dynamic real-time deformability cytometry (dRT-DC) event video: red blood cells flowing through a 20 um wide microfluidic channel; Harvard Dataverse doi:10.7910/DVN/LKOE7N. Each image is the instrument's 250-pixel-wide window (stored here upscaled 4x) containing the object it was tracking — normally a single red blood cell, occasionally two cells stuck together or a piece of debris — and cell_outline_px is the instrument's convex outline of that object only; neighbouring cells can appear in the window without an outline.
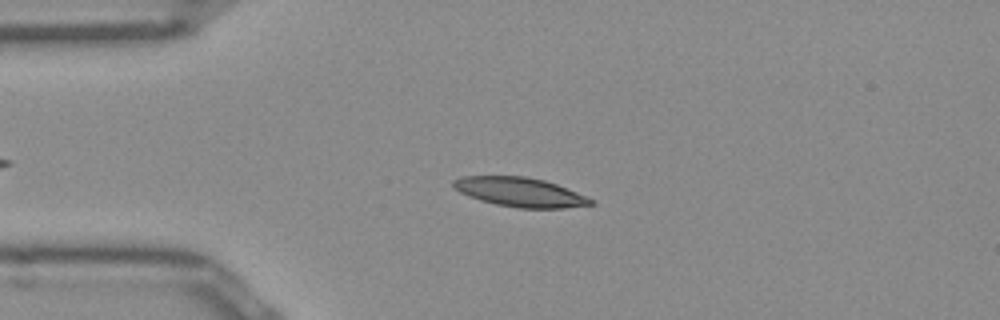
{"species": "Egyptian fruit bat (a non-hibernating species)", "species_latin": "Rousettus aegyptiacus", "temperature_condition": "room temperature", "stored_images_in_passage": 39, "camera_frame_rate_fps": 3000, "um_per_image_px": 0.085, "frame": {"image": 1, "passage_image": 11, "time_ms": 3.333, "image_size_px": [1000, 320], "cell_outline_px": [[596, 204], [564, 208], [516, 208], [496, 204], [480, 200], [468, 196], [452, 188], [452, 180], [460, 176], [528, 176], [544, 180], [556, 184], [588, 196], [596, 200]], "centroid_in_image_um": [44.21, 16.33], "position_along_channel_um": 40.8, "area_um2": 23.76}}
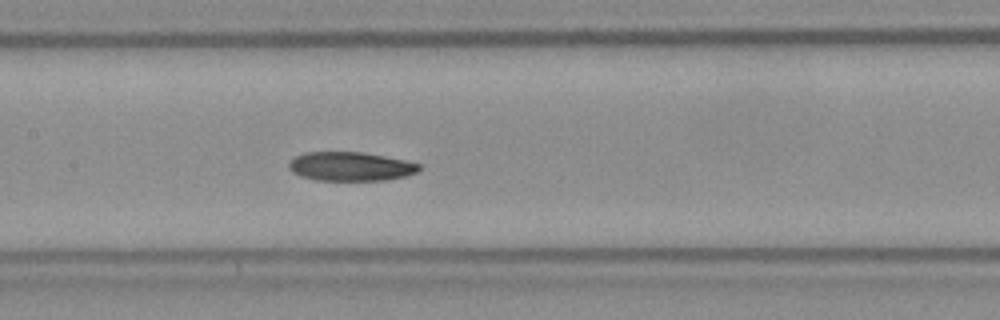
{"frame": {"image": 2, "passage_image": 23, "time_ms": 7.333, "image_size_px": [1000, 320], "cell_outline_px": [[420, 168], [416, 172], [404, 176], [384, 180], [316, 180], [300, 176], [292, 172], [288, 168], [288, 164], [296, 156], [304, 152], [364, 152], [404, 160], [420, 164]], "centroid_in_image_um": [29.76, 14.14], "position_along_channel_um": 177.6, "area_um2": 21.85}}
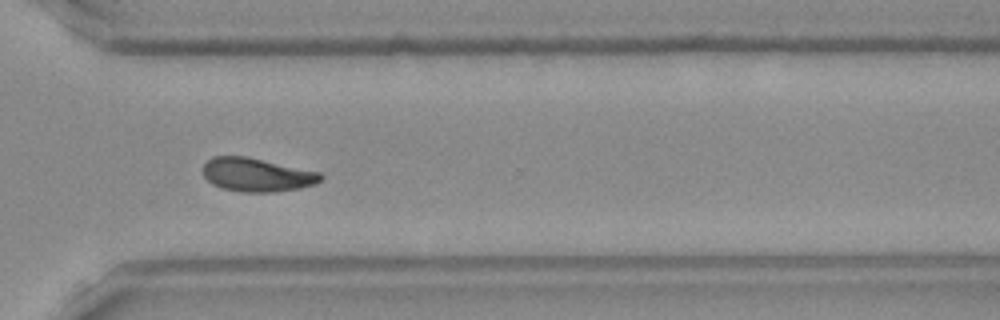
{"frame": {"image": 3, "passage_image": 36, "time_ms": 11.667, "image_size_px": [1000, 320], "cell_outline_px": [[324, 176], [316, 184], [300, 188], [272, 192], [240, 192], [220, 188], [212, 184], [204, 176], [204, 164], [212, 156], [244, 156], [320, 172]], "centroid_in_image_um": [21.83, 14.87], "position_along_channel_um": 348.8, "area_um2": 22.95}}